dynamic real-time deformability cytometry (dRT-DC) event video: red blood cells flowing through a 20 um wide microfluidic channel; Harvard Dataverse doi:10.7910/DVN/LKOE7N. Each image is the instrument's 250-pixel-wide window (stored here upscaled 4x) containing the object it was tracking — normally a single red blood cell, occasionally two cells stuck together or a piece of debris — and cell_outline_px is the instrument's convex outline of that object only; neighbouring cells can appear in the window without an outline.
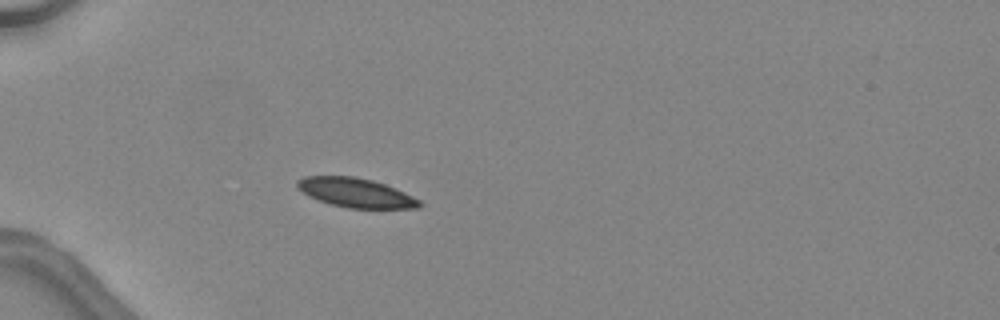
{"species": "common noctule bat (a hibernating species)", "species_latin": "Nyctalus noctula", "temperature_condition": "warm", "stored_images_in_passage": 33, "camera_frame_rate_fps": 3000, "um_per_image_px": 0.085, "animal": {"sex": "female", "body_mass_g": 24.6, "forearm_length_mm": 56.2}, "frame": {"image": 1, "passage_image": 1, "time_ms": 0.0, "image_size_px": [1000, 320], "cell_outline_px": [[424, 204], [420, 208], [348, 208], [332, 204], [308, 196], [296, 188], [296, 180], [304, 176], [356, 176], [372, 180], [396, 188], [420, 200]], "centroid_in_image_um": [30.23, 16.37], "position_along_channel_um": 54.8, "area_um2": 20.92}}
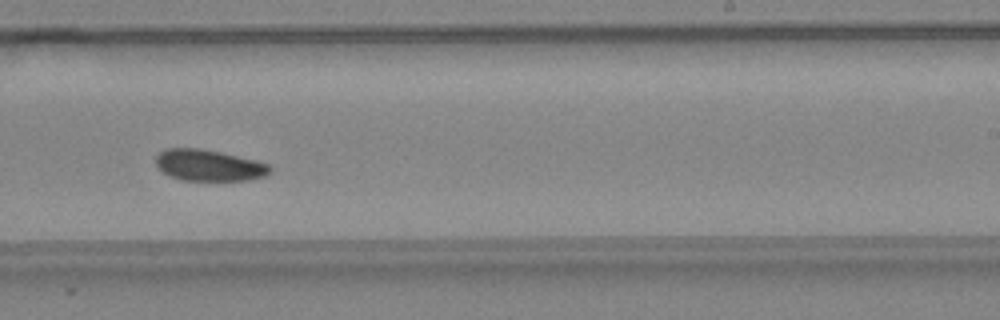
{"frame": {"image": 2, "passage_image": 17, "time_ms": 5.333, "image_size_px": [1000, 320], "cell_outline_px": [[272, 172], [264, 176], [248, 180], [180, 180], [164, 172], [156, 164], [156, 156], [164, 148], [200, 148], [220, 152], [256, 160], [268, 164], [272, 168]], "centroid_in_image_um": [17.77, 14.04], "position_along_channel_um": 271.2, "area_um2": 20.75}}
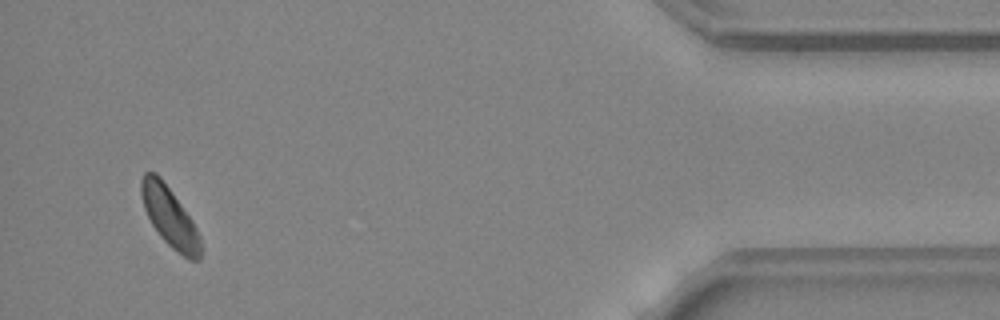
{"frame": {"image": 3, "passage_image": 31, "time_ms": 10.0, "image_size_px": [1000, 320], "cell_outline_px": [[200, 260], [188, 260], [176, 252], [160, 236], [152, 224], [144, 208], [140, 192], [140, 180], [144, 172], [156, 172], [160, 176], [172, 192], [192, 220], [200, 236]], "centroid_in_image_um": [14.4, 18.43], "position_along_channel_um": 420.8, "area_um2": 20.58}, "authors_computed_cell_mechanics": {"area_um2": 21.3282, "velocity_mm_per_s": 4.478, "shape_relaxation_time_tau1_ms": 2.5357, "shape_relaxation_time_tau2_ms": null, "deformation_change_tau1": 0.0588, "deformation_change_tau2": null}}